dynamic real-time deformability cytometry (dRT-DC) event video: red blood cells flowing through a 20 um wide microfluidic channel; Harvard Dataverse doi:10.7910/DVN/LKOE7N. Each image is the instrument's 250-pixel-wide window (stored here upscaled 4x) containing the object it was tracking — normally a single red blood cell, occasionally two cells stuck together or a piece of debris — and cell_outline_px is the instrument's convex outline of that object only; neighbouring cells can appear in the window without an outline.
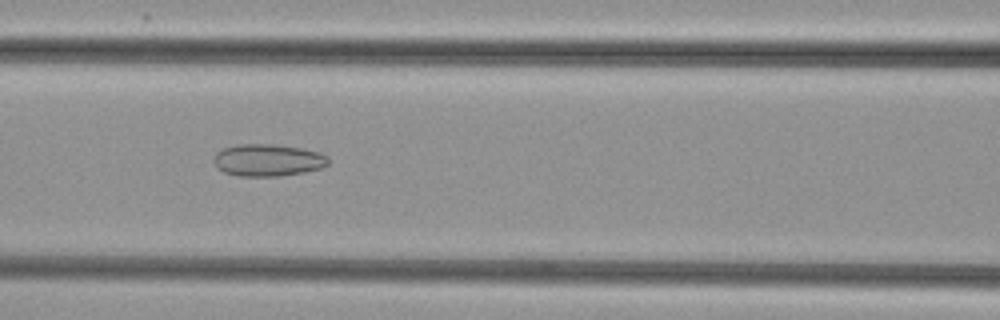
{"species": "common noctule bat (a hibernating species)", "species_latin": "Nyctalus noctula", "temperature_condition": "cold", "stored_images_in_passage": 37, "camera_frame_rate_fps": 3000, "um_per_image_px": 0.085, "animal": {"sex": "female", "body_mass_g": 29.2, "forearm_length_mm": 56.3}, "frame": {"image": 1, "passage_image": 9, "time_ms": 2.667, "image_size_px": [1000, 320], "cell_outline_px": [[328, 164], [324, 168], [304, 172], [280, 176], [240, 176], [224, 172], [216, 168], [212, 160], [216, 152], [224, 148], [236, 144], [272, 144], [300, 148], [320, 152], [328, 156]], "centroid_in_image_um": [22.76, 13.61], "position_along_channel_um": 143.8, "area_um2": 21.68}}
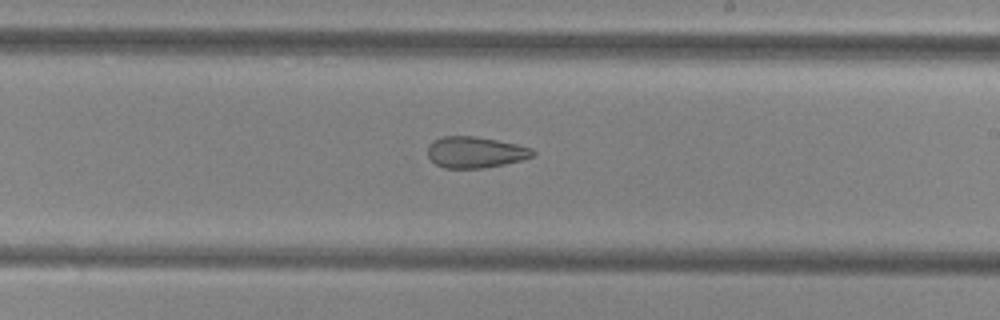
{"frame": {"image": 2, "passage_image": 17, "time_ms": 5.333, "image_size_px": [1000, 320], "cell_outline_px": [[536, 152], [532, 156], [520, 160], [504, 164], [484, 168], [444, 168], [436, 164], [428, 156], [428, 144], [432, 140], [444, 136], [476, 136], [516, 144], [532, 148]], "centroid_in_image_um": [40.37, 12.93], "position_along_channel_um": 248.6, "area_um2": 19.07}}
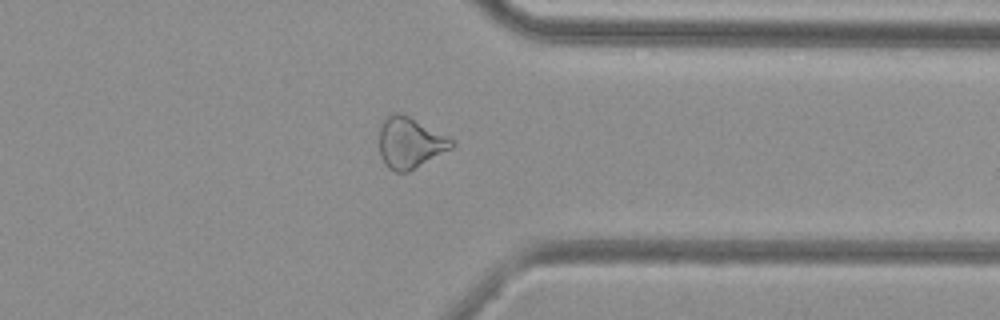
{"frame": {"image": 3, "passage_image": 27, "time_ms": 8.667, "image_size_px": [1000, 320], "cell_outline_px": [[456, 144], [452, 148], [408, 172], [396, 172], [388, 168], [384, 164], [380, 156], [380, 124], [384, 116], [392, 112], [400, 112], [456, 140]], "centroid_in_image_um": [34.84, 12.12], "position_along_channel_um": 376.6, "area_um2": 21.73}}